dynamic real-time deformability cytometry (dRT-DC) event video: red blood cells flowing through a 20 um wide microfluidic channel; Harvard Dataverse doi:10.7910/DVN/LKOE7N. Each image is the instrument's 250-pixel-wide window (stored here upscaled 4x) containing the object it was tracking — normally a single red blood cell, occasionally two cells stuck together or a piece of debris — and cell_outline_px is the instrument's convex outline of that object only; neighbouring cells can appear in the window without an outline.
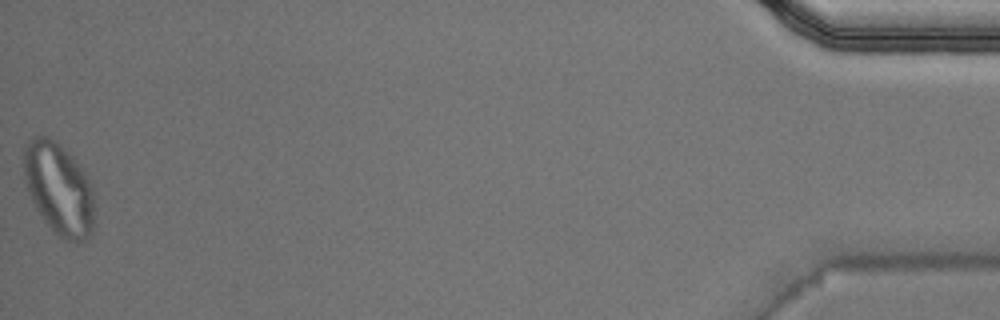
{"species": "Egyptian fruit bat (a non-hibernating species)", "species_latin": "Rousettus aegyptiacus", "temperature_condition": "warm", "stored_images_in_passage": 36, "camera_frame_rate_fps": 3000, "um_per_image_px": 0.085, "animal": {"sex": "male"}, "frame": {"image": 1, "passage_image": 36, "time_ms": 11.667, "image_size_px": [1000, 320], "cell_outline_px": [[96, 212], [92, 232], [84, 240], [76, 244], [60, 236], [44, 220], [36, 208], [28, 192], [24, 176], [24, 148], [32, 136], [48, 136], [56, 140], [76, 160], [84, 172], [92, 188], [96, 208]], "centroid_in_image_um": [5.03, 16.04], "position_along_channel_um": 430.2, "area_um2": 38.09}, "authors_computed_cell_mechanics": {"area_um2": 20.4034, "velocity_mm_per_s": 4.0371, "shape_relaxation_time_tau1_ms": null, "shape_relaxation_time_tau2_ms": 1.1617, "deformation_change_tau1": null, "deformation_change_tau2": 0.0566}}